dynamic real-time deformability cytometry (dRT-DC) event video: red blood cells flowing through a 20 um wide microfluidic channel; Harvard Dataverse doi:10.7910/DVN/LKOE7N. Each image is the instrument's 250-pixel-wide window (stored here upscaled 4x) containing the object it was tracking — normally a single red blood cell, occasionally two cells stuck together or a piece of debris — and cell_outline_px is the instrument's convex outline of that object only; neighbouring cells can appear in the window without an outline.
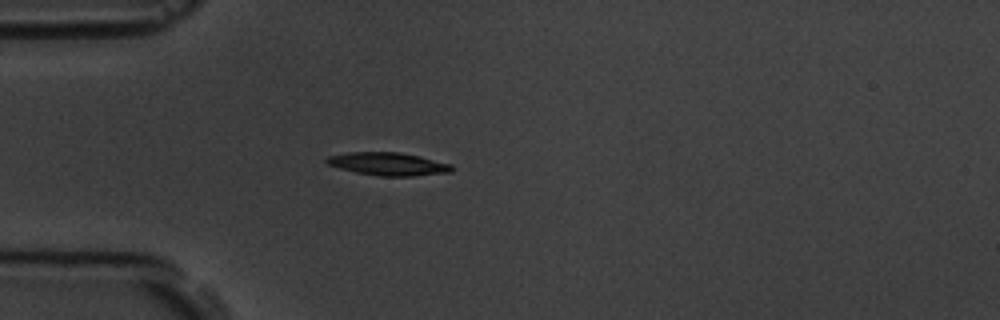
{"species": "common noctule bat (a hibernating species)", "species_latin": "Nyctalus noctula", "temperature_condition": "room temperature", "stored_images_in_passage": 3, "camera_frame_rate_fps": 3000, "um_per_image_px": 0.085, "animal": {"sex": "male", "body_mass_g": 19.5, "forearm_length_mm": 54.6}, "frame": {"image": 1, "passage_image": 3, "time_ms": 2.333, "image_size_px": [1000, 320], "cell_outline_px": [[456, 168], [452, 172], [412, 176], [380, 176], [356, 172], [340, 168], [328, 164], [324, 160], [328, 156], [348, 152], [400, 152], [420, 156], [452, 164]], "centroid_in_image_um": [33.04, 13.93], "position_along_channel_um": 52.0, "area_um2": 16.82}}